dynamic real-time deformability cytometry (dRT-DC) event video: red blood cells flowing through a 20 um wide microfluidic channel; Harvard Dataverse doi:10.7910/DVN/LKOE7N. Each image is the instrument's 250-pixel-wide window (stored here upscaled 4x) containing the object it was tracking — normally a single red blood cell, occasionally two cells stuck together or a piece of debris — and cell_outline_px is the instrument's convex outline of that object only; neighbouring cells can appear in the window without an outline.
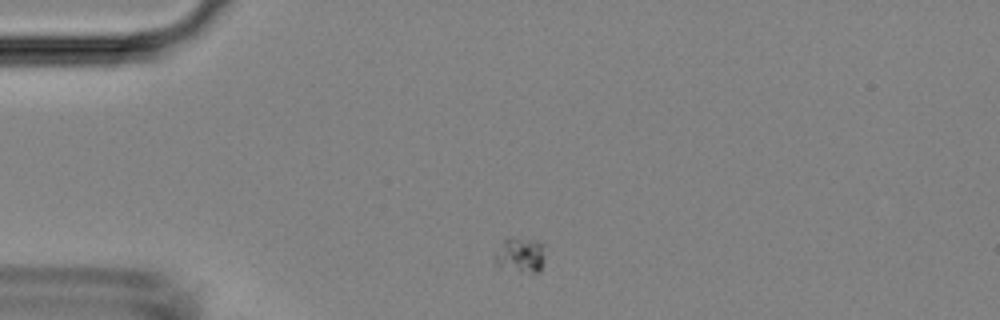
{"species": "Egyptian fruit bat (a non-hibernating species)", "species_latin": "Rousettus aegyptiacus", "temperature_condition": "room temperature", "stored_images_in_passage": 1, "camera_frame_rate_fps": 3000, "um_per_image_px": 0.085, "animal": {"sex": "female"}, "frame": {"image": 1, "passage_image": 1, "time_ms": 0.0, "image_size_px": [1000, 320], "cell_outline_px": [[544, 256], [540, 272], [532, 272], [500, 268], [492, 260], [504, 240], [508, 236], [512, 236], [532, 240], [544, 244]], "centroid_in_image_um": [44.21, 21.66], "position_along_channel_um": 40.8, "area_um2": 10.29}}